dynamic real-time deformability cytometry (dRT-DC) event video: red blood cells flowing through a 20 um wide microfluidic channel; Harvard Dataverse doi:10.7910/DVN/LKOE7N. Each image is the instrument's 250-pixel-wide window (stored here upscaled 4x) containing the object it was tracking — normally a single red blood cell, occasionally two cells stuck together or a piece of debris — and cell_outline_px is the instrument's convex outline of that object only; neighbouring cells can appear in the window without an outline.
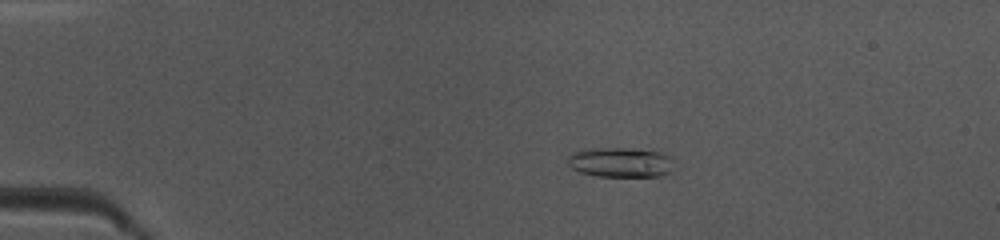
{"species": "common noctule bat (a hibernating species)", "species_latin": "Nyctalus noctula", "temperature_condition": "warm", "stored_images_in_passage": 47, "camera_frame_rate_fps": 3000, "um_per_image_px": 0.085, "animal": {"sex": "female", "body_mass_g": 10.0, "forearm_length_mm": 53.1}, "frame": {"image": 1, "passage_image": 9, "time_ms": 2.667, "image_size_px": [1000, 240], "cell_outline_px": [[672, 156], [668, 172], [660, 176], [596, 176], [580, 172], [572, 168], [568, 164], [568, 156], [572, 152], [600, 148], [628, 148], [660, 152]], "centroid_in_image_um": [52.71, 13.79], "position_along_channel_um": 32.3, "area_um2": 18.15}}
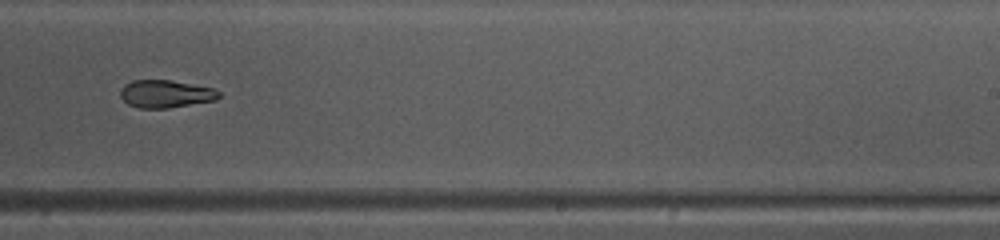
{"frame": {"image": 2, "passage_image": 30, "time_ms": 9.667, "image_size_px": [1000, 240], "cell_outline_px": [[224, 96], [216, 100], [168, 108], [140, 108], [128, 104], [120, 96], [120, 88], [124, 84], [132, 80], [168, 80], [216, 88]], "centroid_in_image_um": [14.11, 7.97], "position_along_channel_um": 274.9, "area_um2": 16.07}}
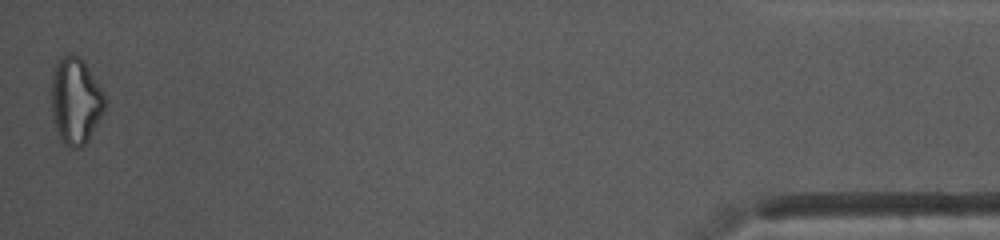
{"frame": {"image": 3, "passage_image": 47, "time_ms": 15.333, "image_size_px": [1000, 240], "cell_outline_px": [[104, 108], [88, 140], [80, 148], [68, 148], [60, 140], [52, 124], [52, 72], [60, 56], [72, 52], [80, 56], [84, 60], [100, 84], [104, 96]], "centroid_in_image_um": [6.39, 8.54], "position_along_channel_um": 428.8, "area_um2": 27.34}, "authors_computed_cell_mechanics": {"area_um2": 17.4556, "velocity_mm_per_s": 4.1676, "shape_relaxation_time_tau1_ms": 7.0338, "shape_relaxation_time_tau2_ms": 3.8789, "deformation_change_tau1": 0.1801, "deformation_change_tau2": 0.1212}}